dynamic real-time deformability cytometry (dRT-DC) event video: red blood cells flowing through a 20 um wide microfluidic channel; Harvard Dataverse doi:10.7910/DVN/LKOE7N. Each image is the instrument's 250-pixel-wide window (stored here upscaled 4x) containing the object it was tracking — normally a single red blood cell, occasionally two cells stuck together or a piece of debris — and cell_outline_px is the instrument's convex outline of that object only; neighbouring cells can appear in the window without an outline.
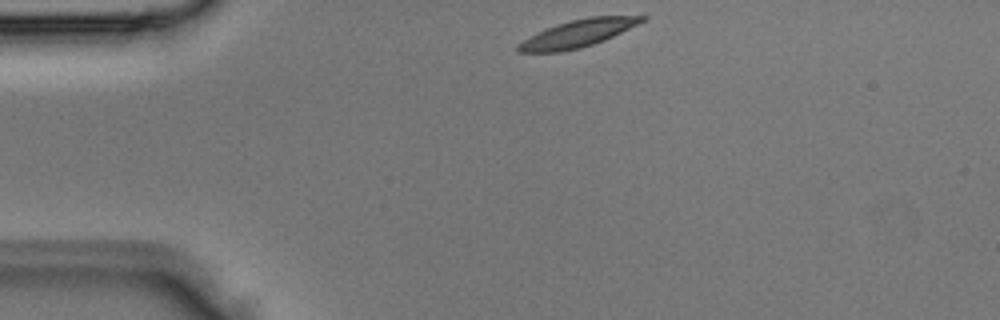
{"species": "Egyptian fruit bat (a non-hibernating species)", "species_latin": "Rousettus aegyptiacus", "temperature_condition": "room temperature", "stored_images_in_passage": 3, "camera_frame_rate_fps": 3000, "um_per_image_px": 0.085, "animal": {"sex": "male"}, "frame": {"image": 1, "passage_image": 1, "time_ms": 0.0, "image_size_px": [1000, 320], "cell_outline_px": [[648, 16], [644, 20], [604, 40], [580, 48], [560, 52], [516, 52], [516, 44], [556, 24], [588, 16]], "centroid_in_image_um": [49.07, 2.85], "position_along_channel_um": 35.9, "area_um2": 19.19}}
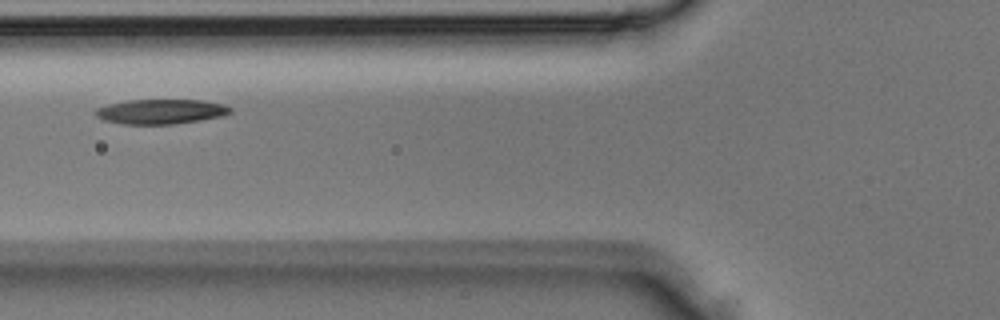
{"frame": {"image": 2, "passage_image": 3, "time_ms": 0.667, "image_size_px": [1000, 320], "cell_outline_px": [[232, 112], [220, 116], [200, 120], [172, 124], [124, 124], [104, 120], [96, 116], [92, 112], [96, 108], [108, 104], [128, 100], [204, 100], [224, 104], [232, 108]], "centroid_in_image_um": [13.65, 9.47], "position_along_channel_um": 112.2, "area_um2": 19.48}}